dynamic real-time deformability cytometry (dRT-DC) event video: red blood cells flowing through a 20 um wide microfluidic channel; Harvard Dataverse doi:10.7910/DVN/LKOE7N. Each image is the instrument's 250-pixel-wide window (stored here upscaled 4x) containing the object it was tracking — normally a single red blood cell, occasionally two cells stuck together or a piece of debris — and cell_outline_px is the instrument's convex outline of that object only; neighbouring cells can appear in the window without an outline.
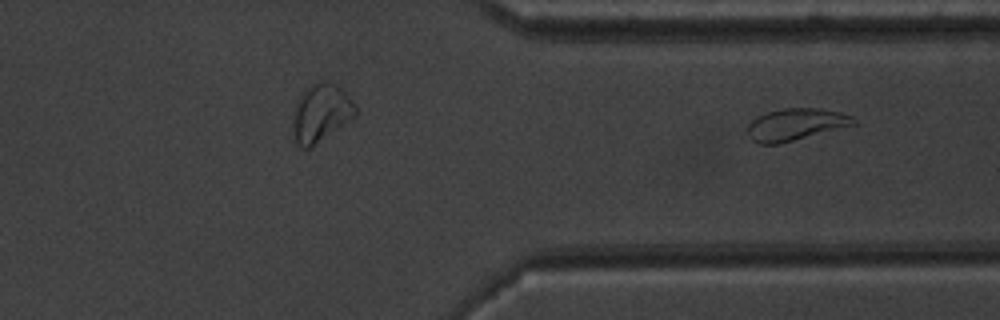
{"species": "common noctule bat (a hibernating species)", "species_latin": "Nyctalus noctula", "temperature_condition": "warm", "stored_images_in_passage": 29, "segment_of_instrument_passage": [2, 2], "camera_frame_rate_fps": 3000, "um_per_image_px": 0.085, "animal": {"sex": "male", "body_mass_g": 20.1, "forearm_length_mm": 53.5}, "frame": {"image": 1, "passage_image": 29, "time_ms": 9.333, "image_size_px": [1000, 320], "cell_outline_px": [[856, 124], [776, 144], [760, 144], [752, 140], [748, 136], [748, 124], [756, 116], [768, 112], [784, 108], [820, 108], [840, 112], [852, 116], [856, 120]], "centroid_in_image_um": [67.61, 10.56], "position_along_channel_um": 343.8, "area_um2": 19.48}}